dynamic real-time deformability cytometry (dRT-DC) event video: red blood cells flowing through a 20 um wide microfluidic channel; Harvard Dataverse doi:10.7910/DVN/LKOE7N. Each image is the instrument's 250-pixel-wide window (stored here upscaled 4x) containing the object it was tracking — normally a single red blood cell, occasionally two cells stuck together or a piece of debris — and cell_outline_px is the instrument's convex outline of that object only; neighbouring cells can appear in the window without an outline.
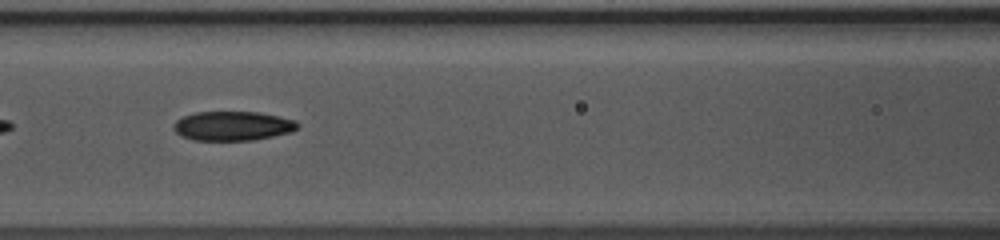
{"species": "common noctule bat (a hibernating species)", "species_latin": "Nyctalus noctula", "temperature_condition": "warm", "stored_images_in_passage": 49, "camera_frame_rate_fps": 3000, "um_per_image_px": 0.085, "animal": {"sex": "female", "body_mass_g": 10.0, "forearm_length_mm": 53.1}, "frame": {"image": 1, "passage_image": 22, "time_ms": 7.0, "image_size_px": [1000, 240], "cell_outline_px": [[300, 124], [292, 132], [252, 140], [192, 140], [176, 132], [176, 120], [184, 116], [196, 112], [256, 112], [280, 116], [296, 120]], "centroid_in_image_um": [19.84, 10.7], "position_along_channel_um": 146.8, "area_um2": 20.92}}
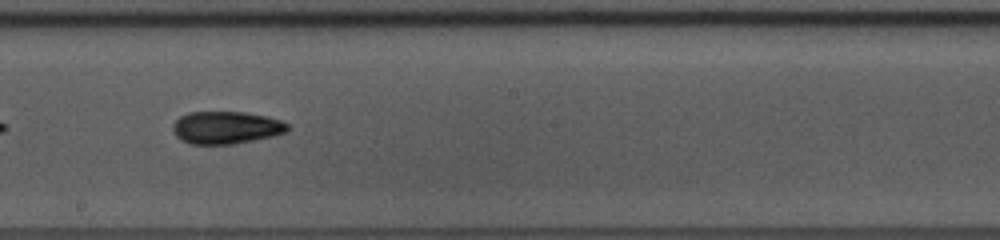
{"frame": {"image": 2, "passage_image": 28, "time_ms": 9.0, "image_size_px": [1000, 240], "cell_outline_px": [[288, 132], [272, 136], [232, 144], [192, 144], [180, 140], [176, 136], [172, 128], [172, 124], [180, 116], [188, 112], [244, 112], [268, 116], [280, 120], [288, 124]], "centroid_in_image_um": [19.2, 10.84], "position_along_channel_um": 229.0, "area_um2": 21.79}}
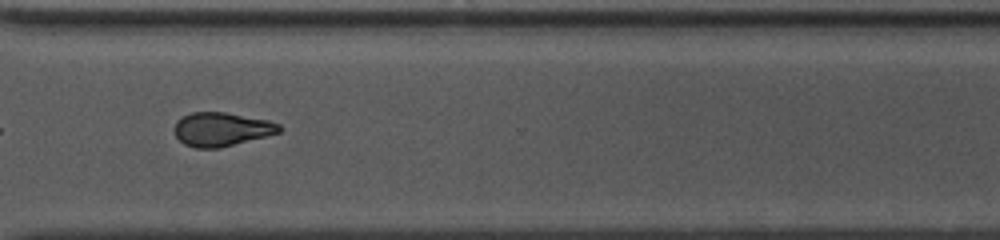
{"frame": {"image": 3, "passage_image": 37, "time_ms": 12.0, "image_size_px": [1000, 240], "cell_outline_px": [[284, 128], [280, 132], [268, 136], [220, 148], [196, 148], [184, 144], [176, 136], [176, 120], [192, 112], [224, 112], [268, 120], [280, 124]], "centroid_in_image_um": [18.88, 10.99], "position_along_channel_um": 351.7, "area_um2": 20.63}, "authors_computed_cell_mechanics": {"area_um2": 21.386, "velocity_mm_per_s": 4.112, "shape_relaxation_time_tau1_ms": 8.9991, "shape_relaxation_time_tau2_ms": 5.4257, "deformation_change_tau1": 0.2163, "deformation_change_tau2": 0.1343}}